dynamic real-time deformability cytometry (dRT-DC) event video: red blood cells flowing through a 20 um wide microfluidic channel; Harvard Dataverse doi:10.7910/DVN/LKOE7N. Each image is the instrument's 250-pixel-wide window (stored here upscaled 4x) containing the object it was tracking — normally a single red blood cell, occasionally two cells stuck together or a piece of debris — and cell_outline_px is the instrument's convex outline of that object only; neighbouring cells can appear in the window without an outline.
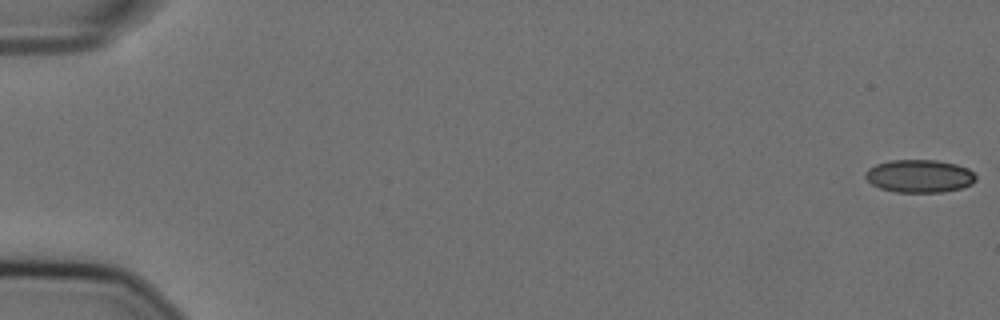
{"species": "Egyptian fruit bat (a non-hibernating species)", "species_latin": "Rousettus aegyptiacus", "temperature_condition": "cold", "stored_images_in_passage": 57, "camera_frame_rate_fps": 3000, "um_per_image_px": 0.085, "animal": {"sex": "female"}, "frame": {"image": 1, "passage_image": 1, "time_ms": 0.0, "image_size_px": [1000, 320], "cell_outline_px": [[976, 180], [972, 184], [960, 188], [944, 192], [896, 192], [880, 188], [872, 184], [864, 176], [864, 172], [868, 168], [876, 164], [888, 160], [936, 160], [956, 164], [968, 168], [976, 176]], "centroid_in_image_um": [78.14, 14.96], "position_along_channel_um": 6.9, "area_um2": 21.27}}
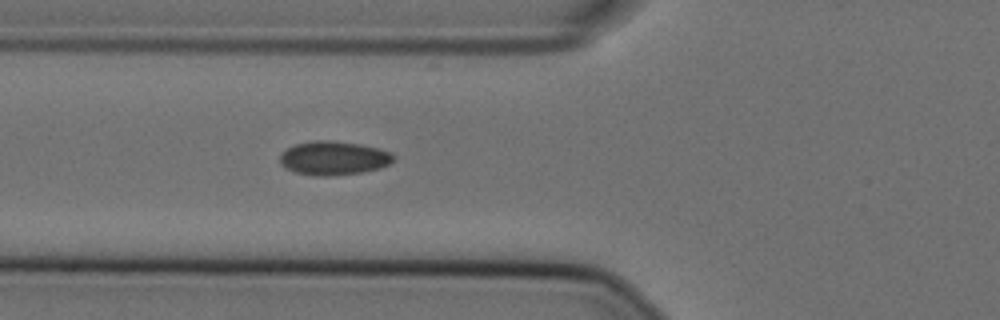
{"frame": {"image": 2, "passage_image": 22, "time_ms": 7.0, "image_size_px": [1000, 320], "cell_outline_px": [[396, 156], [388, 164], [380, 168], [360, 172], [328, 176], [316, 176], [296, 172], [280, 164], [280, 152], [296, 144], [312, 140], [336, 140], [360, 144], [380, 148], [392, 152]], "centroid_in_image_um": [28.37, 13.42], "position_along_channel_um": 97.4, "area_um2": 22.48}}
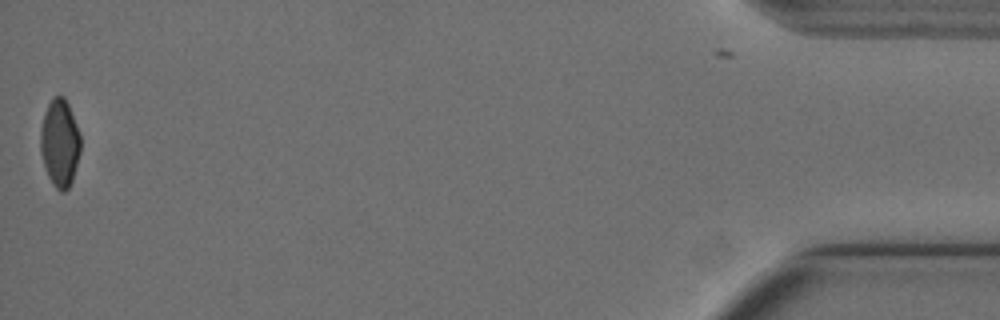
{"frame": {"image": 3, "passage_image": 57, "time_ms": 18.667, "image_size_px": [1000, 320], "cell_outline_px": [[80, 152], [72, 180], [68, 188], [64, 192], [60, 192], [52, 184], [44, 168], [40, 152], [40, 128], [44, 112], [52, 96], [64, 96], [68, 104], [80, 132]], "centroid_in_image_um": [5.06, 12.15], "position_along_channel_um": 430.1, "area_um2": 20.69}, "authors_computed_cell_mechanics": {"area_um2": 21.5016, "velocity_mm_per_s": 3.6036, "shape_relaxation_time_tau1_ms": null, "shape_relaxation_time_tau2_ms": 1.5991, "deformation_change_tau1": null, "deformation_change_tau2": 0.0443}}